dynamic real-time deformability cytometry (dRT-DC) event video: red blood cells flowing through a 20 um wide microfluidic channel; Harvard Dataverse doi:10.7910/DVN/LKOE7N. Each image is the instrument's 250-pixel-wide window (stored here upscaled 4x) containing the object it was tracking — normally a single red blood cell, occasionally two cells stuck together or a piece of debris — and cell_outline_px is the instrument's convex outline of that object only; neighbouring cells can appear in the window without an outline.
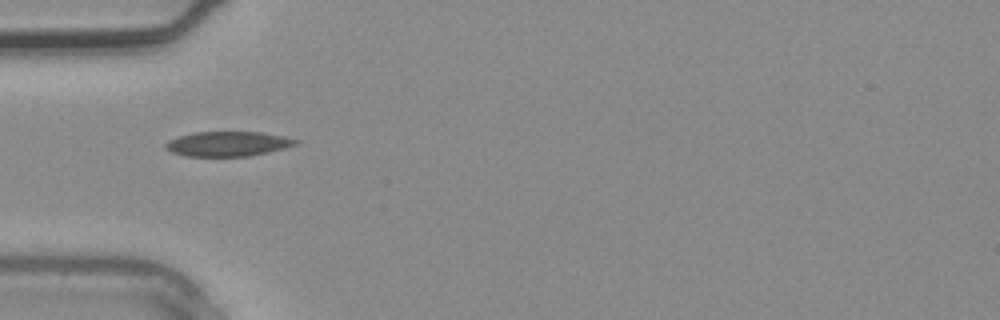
{"species": "common noctule bat (a hibernating species)", "species_latin": "Nyctalus noctula", "temperature_condition": "warm", "stored_images_in_passage": 2, "camera_frame_rate_fps": 3000, "um_per_image_px": 0.085, "animal": {"sex": "male", "body_mass_g": 20.4}, "frame": {"image": 1, "passage_image": 2, "time_ms": 0.333, "image_size_px": [1000, 320], "cell_outline_px": [[300, 144], [268, 152], [248, 156], [184, 156], [172, 152], [164, 148], [164, 144], [168, 140], [180, 136], [196, 132], [260, 132], [284, 136], [300, 140]], "centroid_in_image_um": [19.38, 12.23], "position_along_channel_um": 65.6, "area_um2": 18.84}}